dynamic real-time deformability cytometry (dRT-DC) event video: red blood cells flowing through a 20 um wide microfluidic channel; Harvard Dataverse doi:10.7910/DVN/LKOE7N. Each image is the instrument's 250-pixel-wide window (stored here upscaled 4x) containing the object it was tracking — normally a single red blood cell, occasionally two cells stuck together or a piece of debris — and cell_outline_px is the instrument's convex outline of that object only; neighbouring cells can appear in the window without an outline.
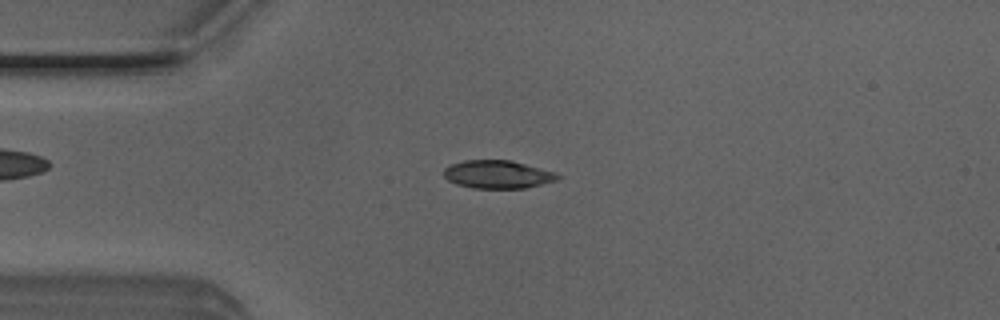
{"species": "Egyptian fruit bat (a non-hibernating species)", "species_latin": "Rousettus aegyptiacus", "temperature_condition": "room temperature", "stored_images_in_passage": 49, "camera_frame_rate_fps": 3000, "um_per_image_px": 0.085, "animal": {"sex": "male"}, "frame": {"image": 1, "passage_image": 11, "time_ms": 3.333, "image_size_px": [1000, 320], "cell_outline_px": [[560, 176], [556, 180], [524, 188], [472, 188], [456, 184], [448, 180], [444, 176], [444, 168], [452, 164], [464, 160], [512, 160], [556, 172]], "centroid_in_image_um": [42.28, 14.82], "position_along_channel_um": 42.7, "area_um2": 18.55}}
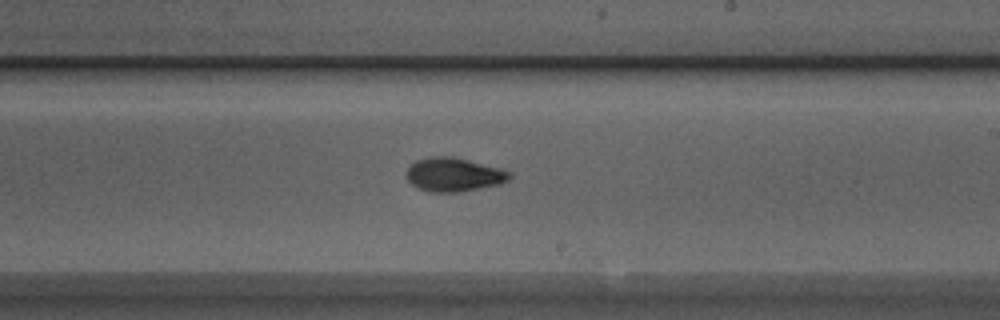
{"frame": {"image": 2, "passage_image": 28, "time_ms": 9.0, "image_size_px": [1000, 320], "cell_outline_px": [[512, 176], [508, 180], [500, 184], [456, 192], [432, 192], [420, 188], [412, 184], [404, 176], [404, 172], [416, 160], [432, 156], [452, 156], [468, 160], [512, 172]], "centroid_in_image_um": [38.54, 14.83], "position_along_channel_um": 250.5, "area_um2": 20.11}}
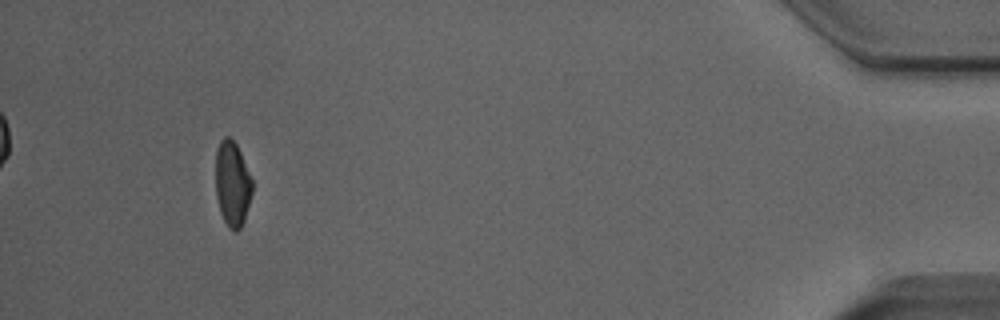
{"frame": {"image": 3, "passage_image": 46, "time_ms": 15.0, "image_size_px": [1000, 320], "cell_outline_px": [[252, 192], [244, 220], [240, 228], [236, 232], [228, 228], [220, 212], [216, 196], [216, 152], [220, 140], [224, 136], [228, 136], [236, 144], [240, 152], [252, 180]], "centroid_in_image_um": [19.74, 15.63], "position_along_channel_um": 415.5, "area_um2": 18.03}, "authors_computed_cell_mechanics": {"area_um2": 19.1896, "velocity_mm_per_s": 3.9958, "shape_relaxation_time_tau1_ms": 4.1938, "shape_relaxation_time_tau2_ms": 1.4205, "deformation_change_tau1": 0.158, "deformation_change_tau2": 0.0523}}